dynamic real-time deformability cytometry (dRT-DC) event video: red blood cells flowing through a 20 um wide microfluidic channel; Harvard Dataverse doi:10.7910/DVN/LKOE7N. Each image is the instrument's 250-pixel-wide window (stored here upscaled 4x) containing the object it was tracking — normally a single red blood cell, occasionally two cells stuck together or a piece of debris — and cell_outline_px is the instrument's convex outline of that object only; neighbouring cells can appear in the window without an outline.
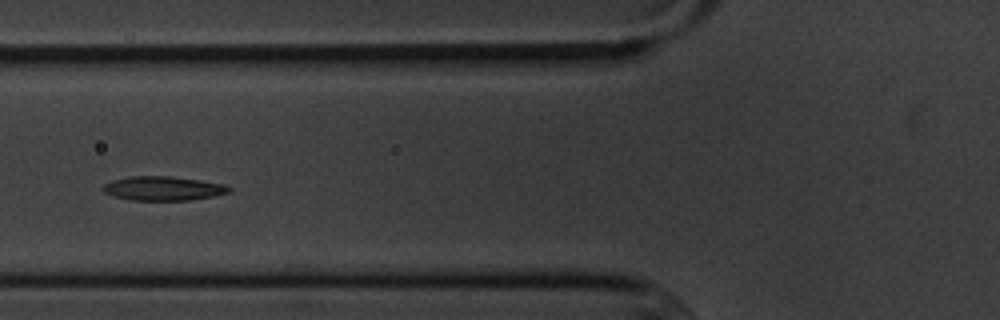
{"species": "common noctule bat (a hibernating species)", "species_latin": "Nyctalus noctula", "temperature_condition": "cold", "stored_images_in_passage": 6, "camera_frame_rate_fps": 3000, "um_per_image_px": 0.085, "animal": {"sex": "male", "body_mass_g": 20.1, "forearm_length_mm": 53.5}, "frame": {"image": 1, "passage_image": 4, "time_ms": 4.333, "image_size_px": [1000, 320], "cell_outline_px": [[232, 192], [216, 196], [188, 200], [128, 200], [112, 196], [104, 192], [104, 184], [112, 180], [128, 176], [172, 176], [200, 180], [224, 184], [232, 188]], "centroid_in_image_um": [13.9, 16.01], "position_along_channel_um": 111.9, "area_um2": 17.92}}
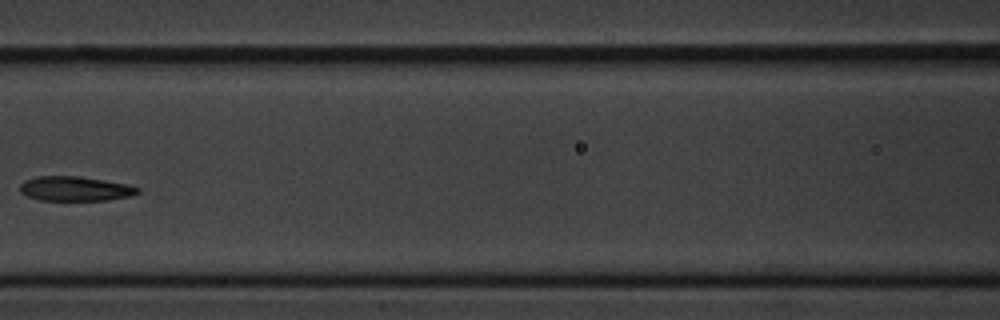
{"frame": {"image": 2, "passage_image": 5, "time_ms": 5.667, "image_size_px": [1000, 320], "cell_outline_px": [[140, 192], [132, 196], [108, 200], [40, 200], [28, 196], [20, 192], [20, 184], [24, 180], [36, 176], [76, 176], [104, 180], [128, 184], [140, 188]], "centroid_in_image_um": [6.4, 16.04], "position_along_channel_um": 160.2, "area_um2": 16.94}}
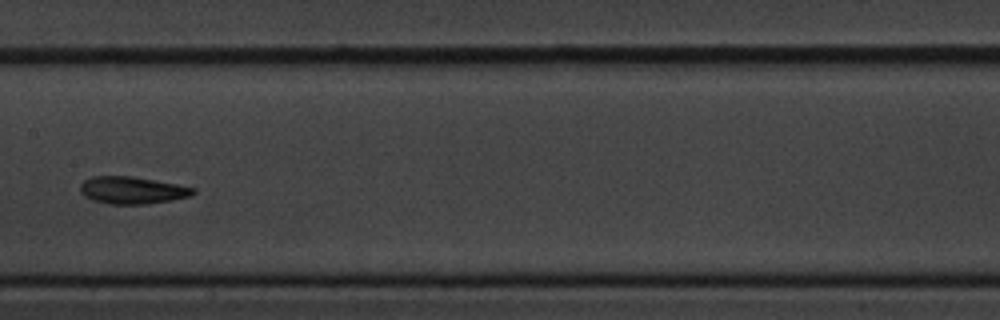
{"frame": {"image": 3, "passage_image": 6, "time_ms": 6.667, "image_size_px": [1000, 320], "cell_outline_px": [[196, 192], [192, 196], [172, 200], [144, 204], [108, 204], [92, 200], [84, 196], [80, 192], [80, 184], [84, 180], [92, 176], [132, 176], [176, 184], [196, 188]], "centroid_in_image_um": [11.23, 16.17], "position_along_channel_um": 196.2, "area_um2": 18.03}}